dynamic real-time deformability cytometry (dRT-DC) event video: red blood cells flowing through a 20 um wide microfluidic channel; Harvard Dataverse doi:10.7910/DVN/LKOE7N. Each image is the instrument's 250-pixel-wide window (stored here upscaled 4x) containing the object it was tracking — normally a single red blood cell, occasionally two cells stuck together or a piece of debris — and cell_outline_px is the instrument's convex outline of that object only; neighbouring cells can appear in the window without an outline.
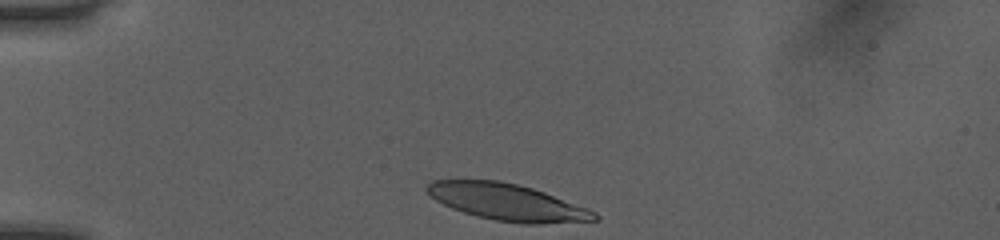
{"species": "human", "species_latin": "Homo sapiens", "temperature_condition": "room temperature", "stored_images_in_passage": 32, "camera_frame_rate_fps": 3000, "um_per_image_px": 0.085, "donor": {"sex": "female"}, "frame": {"image": 1, "passage_image": 1, "time_ms": 0.0, "image_size_px": [1000, 240], "cell_outline_px": [[600, 220], [540, 224], [520, 224], [496, 220], [476, 216], [452, 208], [436, 200], [424, 188], [432, 180], [500, 180], [532, 188], [544, 192], [588, 208], [596, 212], [600, 216]], "centroid_in_image_um": [43.15, 17.19], "position_along_channel_um": 41.8, "area_um2": 35.78}}
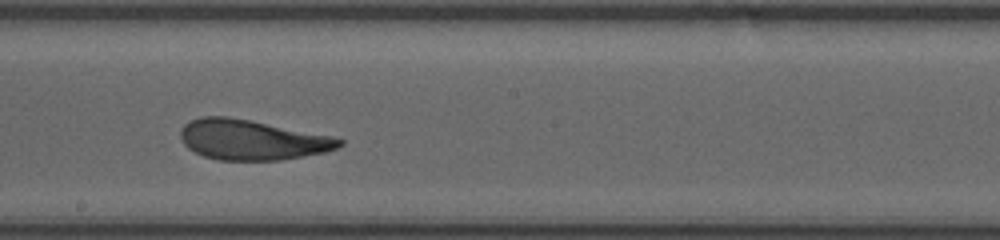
{"frame": {"image": 2, "passage_image": 18, "time_ms": 5.667, "image_size_px": [1000, 240], "cell_outline_px": [[344, 144], [340, 148], [324, 152], [280, 160], [216, 160], [204, 156], [188, 148], [184, 144], [180, 136], [180, 132], [184, 124], [200, 116], [228, 116], [332, 136], [344, 140]], "centroid_in_image_um": [21.41, 11.89], "position_along_channel_um": 226.8, "area_um2": 36.99}}
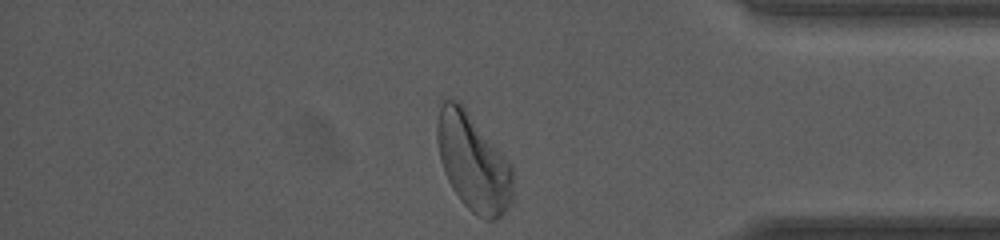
{"frame": {"image": 3, "passage_image": 32, "time_ms": 10.333, "image_size_px": [1000, 240], "cell_outline_px": [[512, 204], [496, 220], [484, 220], [472, 212], [460, 200], [452, 188], [444, 172], [440, 160], [436, 140], [436, 128], [440, 104], [444, 100], [456, 100], [464, 108], [512, 164]], "centroid_in_image_um": [40.21, 13.84], "position_along_channel_um": 395.0, "area_um2": 42.77}, "authors_computed_cell_mechanics": {"area_um2": 37.2232, "velocity_mm_per_s": 4.0129, "shape_relaxation_time_tau1_ms": 3.7402, "shape_relaxation_time_tau2_ms": 1.46, "deformation_change_tau1": 0.1565, "deformation_change_tau2": 0.0912}}